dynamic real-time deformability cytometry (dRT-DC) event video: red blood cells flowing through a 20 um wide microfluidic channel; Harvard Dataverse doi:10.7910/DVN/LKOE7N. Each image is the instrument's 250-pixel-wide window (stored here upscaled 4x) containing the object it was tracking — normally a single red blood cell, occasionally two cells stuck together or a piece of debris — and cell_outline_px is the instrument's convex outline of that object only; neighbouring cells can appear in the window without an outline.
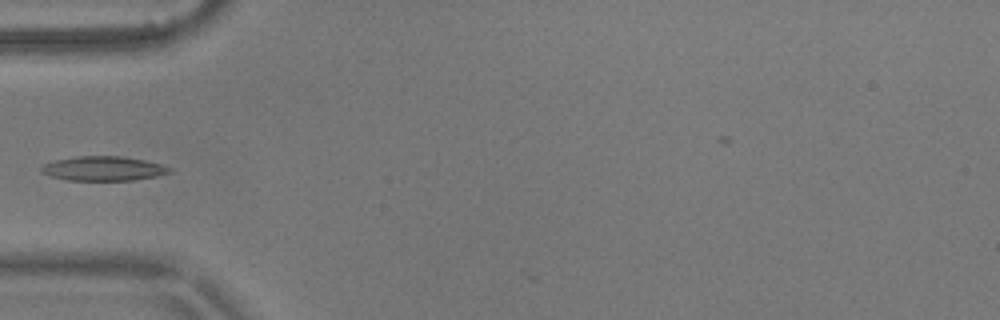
{"species": "common noctule bat (a hibernating species)", "species_latin": "Nyctalus noctula", "temperature_condition": "warm", "stored_images_in_passage": 6, "camera_frame_rate_fps": 3000, "um_per_image_px": 0.085, "animal": {"sex": "male", "body_mass_g": 17.9}, "frame": {"image": 1, "passage_image": 5, "time_ms": 1.333, "image_size_px": [1000, 320], "cell_outline_px": [[172, 172], [156, 176], [136, 180], [68, 180], [48, 176], [40, 172], [40, 168], [44, 164], [56, 160], [76, 156], [120, 156], [144, 160], [160, 164], [172, 168]], "centroid_in_image_um": [8.77, 14.33], "position_along_channel_um": 76.2, "area_um2": 18.26}}